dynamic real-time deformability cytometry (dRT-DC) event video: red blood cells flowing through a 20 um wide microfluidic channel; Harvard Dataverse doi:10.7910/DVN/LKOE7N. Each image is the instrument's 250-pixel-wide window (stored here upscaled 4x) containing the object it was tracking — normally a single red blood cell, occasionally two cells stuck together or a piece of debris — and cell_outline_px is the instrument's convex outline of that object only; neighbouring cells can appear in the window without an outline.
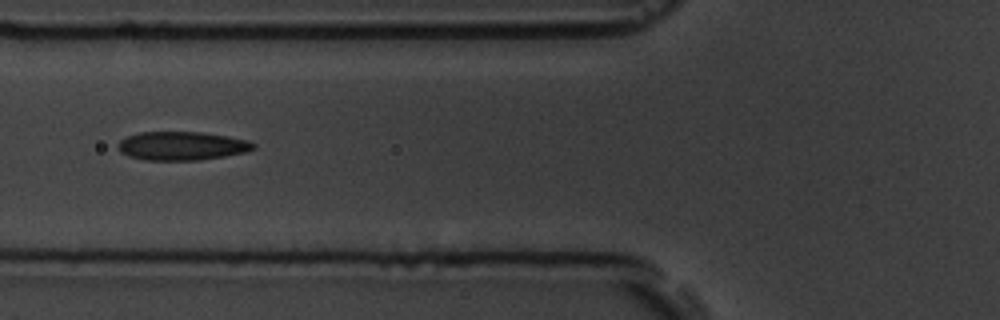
{"species": "common noctule bat (a hibernating species)", "species_latin": "Nyctalus noctula", "temperature_condition": "room temperature", "stored_images_in_passage": 5, "camera_frame_rate_fps": 3000, "um_per_image_px": 0.085, "animal": {"sex": "male", "body_mass_g": 19.5, "forearm_length_mm": 54.6}, "frame": {"image": 1, "passage_image": 5, "time_ms": 4.333, "image_size_px": [1000, 320], "cell_outline_px": [[256, 148], [244, 152], [224, 156], [200, 160], [144, 160], [128, 156], [120, 152], [116, 148], [116, 144], [120, 140], [128, 136], [140, 132], [200, 132], [228, 136], [248, 140], [256, 144]], "centroid_in_image_um": [15.43, 12.4], "position_along_channel_um": 110.4, "area_um2": 22.72}}